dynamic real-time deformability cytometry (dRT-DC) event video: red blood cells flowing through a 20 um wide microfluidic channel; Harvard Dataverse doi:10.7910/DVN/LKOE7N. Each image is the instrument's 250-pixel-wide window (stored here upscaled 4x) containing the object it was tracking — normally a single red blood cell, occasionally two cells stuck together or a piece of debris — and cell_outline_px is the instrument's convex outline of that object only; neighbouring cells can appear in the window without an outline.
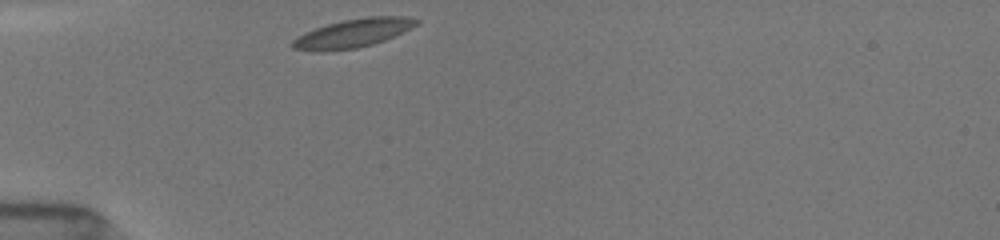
{"species": "common noctule bat (a hibernating species)", "species_latin": "Nyctalus noctula", "temperature_condition": "room temperature", "stored_images_in_passage": 12, "camera_frame_rate_fps": 3000, "um_per_image_px": 0.085, "animal": {"sex": "female", "body_mass_g": 19.5, "forearm_length_mm": 54.1}, "frame": {"image": 1, "passage_image": 1, "time_ms": 0.0, "image_size_px": [1000, 240], "cell_outline_px": [[420, 20], [412, 28], [384, 40], [372, 44], [356, 48], [324, 52], [320, 52], [292, 48], [288, 44], [296, 36], [304, 32], [328, 24], [344, 20], [368, 16], [404, 16]], "centroid_in_image_um": [29.95, 2.83], "position_along_channel_um": 55.1, "area_um2": 20.69}}
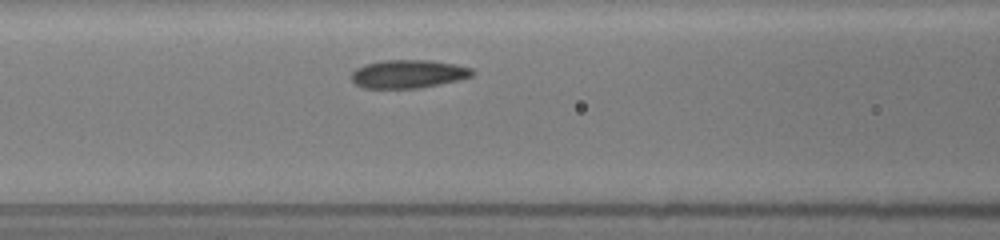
{"frame": {"image": 2, "passage_image": 7, "time_ms": 2.333, "image_size_px": [1000, 240], "cell_outline_px": [[476, 72], [472, 76], [440, 84], [416, 88], [364, 88], [356, 84], [352, 80], [352, 72], [356, 68], [364, 64], [384, 60], [432, 60], [472, 68]], "centroid_in_image_um": [34.69, 6.28], "position_along_channel_um": 131.9, "area_um2": 19.83}}
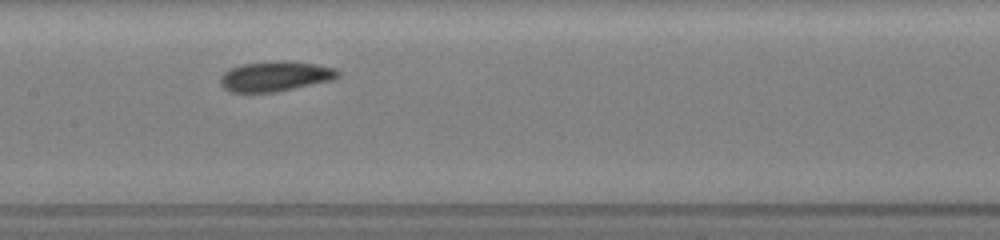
{"frame": {"image": 3, "passage_image": 10, "time_ms": 3.667, "image_size_px": [1000, 240], "cell_outline_px": [[340, 76], [332, 80], [276, 92], [232, 92], [224, 88], [220, 84], [220, 76], [228, 68], [240, 64], [272, 60], [288, 60], [316, 64], [336, 68], [340, 72]], "centroid_in_image_um": [23.39, 6.46], "position_along_channel_um": 184.0, "area_um2": 20.98}}